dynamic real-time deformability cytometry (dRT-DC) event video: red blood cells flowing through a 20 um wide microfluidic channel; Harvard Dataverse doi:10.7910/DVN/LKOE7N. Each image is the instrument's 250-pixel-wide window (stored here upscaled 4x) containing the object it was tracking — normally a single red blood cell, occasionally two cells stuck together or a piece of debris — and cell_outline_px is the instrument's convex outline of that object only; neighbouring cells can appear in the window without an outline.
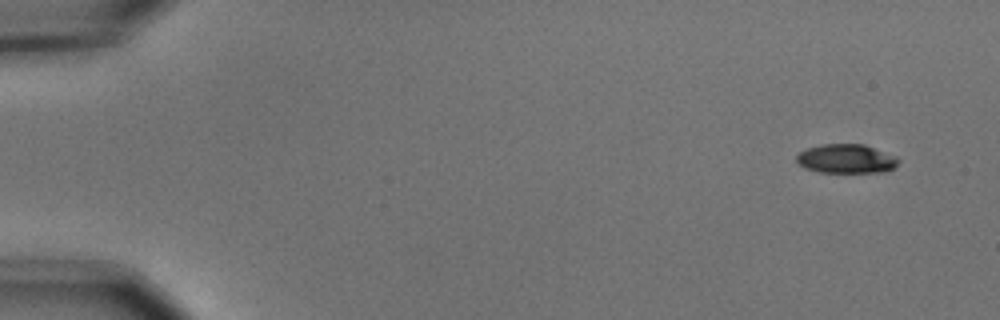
{"species": "common noctule bat (a hibernating species)", "species_latin": "Nyctalus noctula", "temperature_condition": "cold", "stored_images_in_passage": 6, "camera_frame_rate_fps": 3000, "um_per_image_px": 0.085, "animal": {"sex": "male", "body_mass_g": 15.6}, "frame": {"image": 1, "passage_image": 1, "time_ms": 0.0, "image_size_px": [1000, 320], "cell_outline_px": [[900, 160], [888, 172], [820, 172], [804, 168], [796, 160], [796, 156], [800, 152], [808, 148], [820, 144], [864, 144], [896, 156]], "centroid_in_image_um": [71.93, 13.49], "position_along_channel_um": 13.1, "area_um2": 17.22}}
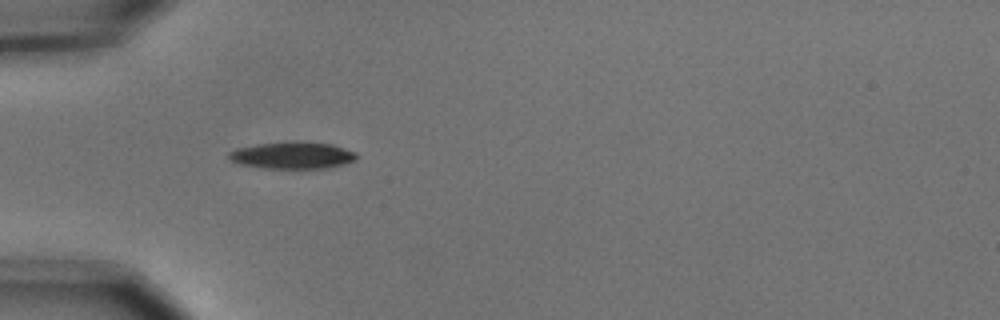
{"frame": {"image": 2, "passage_image": 5, "time_ms": 1.333, "image_size_px": [1000, 320], "cell_outline_px": [[356, 160], [344, 164], [328, 168], [264, 168], [236, 164], [228, 156], [228, 152], [236, 148], [256, 144], [332, 144], [356, 152]], "centroid_in_image_um": [24.83, 13.25], "position_along_channel_um": 60.2, "area_um2": 19.25}}
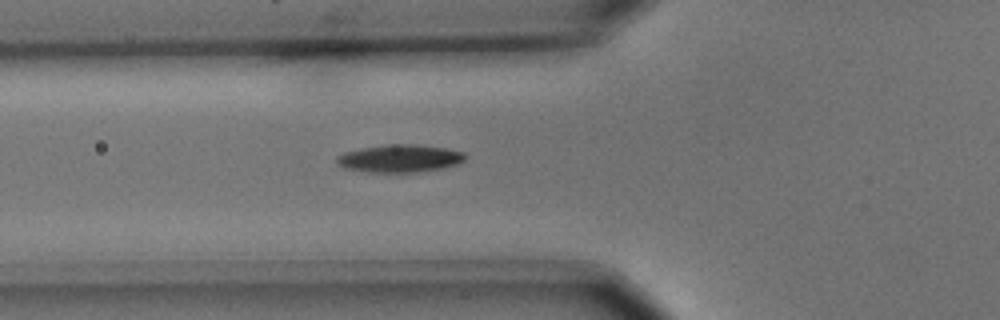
{"frame": {"image": 3, "passage_image": 6, "time_ms": 1.667, "image_size_px": [1000, 320], "cell_outline_px": [[468, 156], [464, 160], [456, 164], [444, 168], [416, 172], [368, 172], [344, 168], [336, 164], [336, 156], [344, 152], [360, 148], [388, 144], [416, 144], [448, 148], [464, 152]], "centroid_in_image_um": [33.98, 13.46], "position_along_channel_um": 91.8, "area_um2": 20.98}}